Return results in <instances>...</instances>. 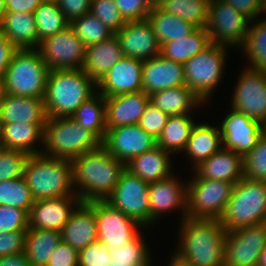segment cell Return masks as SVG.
<instances>
[{"mask_svg":"<svg viewBox=\"0 0 266 266\" xmlns=\"http://www.w3.org/2000/svg\"><path fill=\"white\" fill-rule=\"evenodd\" d=\"M71 163L74 192L82 202L106 200L126 170V164L102 145L77 156Z\"/></svg>","mask_w":266,"mask_h":266,"instance_id":"1","label":"cell"},{"mask_svg":"<svg viewBox=\"0 0 266 266\" xmlns=\"http://www.w3.org/2000/svg\"><path fill=\"white\" fill-rule=\"evenodd\" d=\"M179 225L174 253L191 266H225L227 231L219 220L186 217Z\"/></svg>","mask_w":266,"mask_h":266,"instance_id":"2","label":"cell"},{"mask_svg":"<svg viewBox=\"0 0 266 266\" xmlns=\"http://www.w3.org/2000/svg\"><path fill=\"white\" fill-rule=\"evenodd\" d=\"M97 92V83L82 69L50 70L44 108L47 117H71Z\"/></svg>","mask_w":266,"mask_h":266,"instance_id":"3","label":"cell"},{"mask_svg":"<svg viewBox=\"0 0 266 266\" xmlns=\"http://www.w3.org/2000/svg\"><path fill=\"white\" fill-rule=\"evenodd\" d=\"M23 177L35 200L77 196L74 192L72 163L42 153L29 155Z\"/></svg>","mask_w":266,"mask_h":266,"instance_id":"4","label":"cell"},{"mask_svg":"<svg viewBox=\"0 0 266 266\" xmlns=\"http://www.w3.org/2000/svg\"><path fill=\"white\" fill-rule=\"evenodd\" d=\"M101 145V140L89 129L81 127L72 117H47L41 153L72 160Z\"/></svg>","mask_w":266,"mask_h":266,"instance_id":"5","label":"cell"},{"mask_svg":"<svg viewBox=\"0 0 266 266\" xmlns=\"http://www.w3.org/2000/svg\"><path fill=\"white\" fill-rule=\"evenodd\" d=\"M266 220V182L245 176L232 190L231 197L219 221L226 231L257 225Z\"/></svg>","mask_w":266,"mask_h":266,"instance_id":"6","label":"cell"},{"mask_svg":"<svg viewBox=\"0 0 266 266\" xmlns=\"http://www.w3.org/2000/svg\"><path fill=\"white\" fill-rule=\"evenodd\" d=\"M49 72L37 49H18L5 71L4 93L44 98Z\"/></svg>","mask_w":266,"mask_h":266,"instance_id":"7","label":"cell"},{"mask_svg":"<svg viewBox=\"0 0 266 266\" xmlns=\"http://www.w3.org/2000/svg\"><path fill=\"white\" fill-rule=\"evenodd\" d=\"M229 47L211 43L184 66L185 85L190 88L206 105L213 98L219 83L223 79ZM212 95V98H211Z\"/></svg>","mask_w":266,"mask_h":266,"instance_id":"8","label":"cell"},{"mask_svg":"<svg viewBox=\"0 0 266 266\" xmlns=\"http://www.w3.org/2000/svg\"><path fill=\"white\" fill-rule=\"evenodd\" d=\"M187 179V217L219 220L231 197L234 184L199 178L195 173Z\"/></svg>","mask_w":266,"mask_h":266,"instance_id":"9","label":"cell"},{"mask_svg":"<svg viewBox=\"0 0 266 266\" xmlns=\"http://www.w3.org/2000/svg\"><path fill=\"white\" fill-rule=\"evenodd\" d=\"M250 20L222 0H210L206 30L210 42L239 49L247 35Z\"/></svg>","mask_w":266,"mask_h":266,"instance_id":"10","label":"cell"},{"mask_svg":"<svg viewBox=\"0 0 266 266\" xmlns=\"http://www.w3.org/2000/svg\"><path fill=\"white\" fill-rule=\"evenodd\" d=\"M105 201L144 228L150 226L149 184L129 170L122 173Z\"/></svg>","mask_w":266,"mask_h":266,"instance_id":"11","label":"cell"},{"mask_svg":"<svg viewBox=\"0 0 266 266\" xmlns=\"http://www.w3.org/2000/svg\"><path fill=\"white\" fill-rule=\"evenodd\" d=\"M37 50L50 70L82 69L86 46L68 26L40 41Z\"/></svg>","mask_w":266,"mask_h":266,"instance_id":"12","label":"cell"},{"mask_svg":"<svg viewBox=\"0 0 266 266\" xmlns=\"http://www.w3.org/2000/svg\"><path fill=\"white\" fill-rule=\"evenodd\" d=\"M233 91L230 107L266 126V71L244 66Z\"/></svg>","mask_w":266,"mask_h":266,"instance_id":"13","label":"cell"},{"mask_svg":"<svg viewBox=\"0 0 266 266\" xmlns=\"http://www.w3.org/2000/svg\"><path fill=\"white\" fill-rule=\"evenodd\" d=\"M265 246V223L227 231L224 253L225 266H257L258 257Z\"/></svg>","mask_w":266,"mask_h":266,"instance_id":"14","label":"cell"},{"mask_svg":"<svg viewBox=\"0 0 266 266\" xmlns=\"http://www.w3.org/2000/svg\"><path fill=\"white\" fill-rule=\"evenodd\" d=\"M95 220L98 241L106 244L110 250L124 246L144 227L115 209L105 200H95Z\"/></svg>","mask_w":266,"mask_h":266,"instance_id":"15","label":"cell"},{"mask_svg":"<svg viewBox=\"0 0 266 266\" xmlns=\"http://www.w3.org/2000/svg\"><path fill=\"white\" fill-rule=\"evenodd\" d=\"M219 124L222 148L231 150L243 158L256 146L266 126L244 113L230 107Z\"/></svg>","mask_w":266,"mask_h":266,"instance_id":"16","label":"cell"},{"mask_svg":"<svg viewBox=\"0 0 266 266\" xmlns=\"http://www.w3.org/2000/svg\"><path fill=\"white\" fill-rule=\"evenodd\" d=\"M101 145L114 158L128 164L134 157L157 146V140L138 124H133L107 129Z\"/></svg>","mask_w":266,"mask_h":266,"instance_id":"17","label":"cell"},{"mask_svg":"<svg viewBox=\"0 0 266 266\" xmlns=\"http://www.w3.org/2000/svg\"><path fill=\"white\" fill-rule=\"evenodd\" d=\"M179 180L178 176L172 174L149 184L150 225L156 224L162 214L176 210L179 213L181 211L180 221L187 217V182L184 181V184Z\"/></svg>","mask_w":266,"mask_h":266,"instance_id":"18","label":"cell"},{"mask_svg":"<svg viewBox=\"0 0 266 266\" xmlns=\"http://www.w3.org/2000/svg\"><path fill=\"white\" fill-rule=\"evenodd\" d=\"M81 202L78 196L35 200L28 213V226L29 228L61 232Z\"/></svg>","mask_w":266,"mask_h":266,"instance_id":"19","label":"cell"},{"mask_svg":"<svg viewBox=\"0 0 266 266\" xmlns=\"http://www.w3.org/2000/svg\"><path fill=\"white\" fill-rule=\"evenodd\" d=\"M115 36L124 56L145 61L160 55V45L147 19L126 22Z\"/></svg>","mask_w":266,"mask_h":266,"instance_id":"20","label":"cell"},{"mask_svg":"<svg viewBox=\"0 0 266 266\" xmlns=\"http://www.w3.org/2000/svg\"><path fill=\"white\" fill-rule=\"evenodd\" d=\"M142 60L123 56L97 84L105 98L142 90Z\"/></svg>","mask_w":266,"mask_h":266,"instance_id":"21","label":"cell"},{"mask_svg":"<svg viewBox=\"0 0 266 266\" xmlns=\"http://www.w3.org/2000/svg\"><path fill=\"white\" fill-rule=\"evenodd\" d=\"M185 85L182 63L158 55L142 65V91L148 95L164 89Z\"/></svg>","mask_w":266,"mask_h":266,"instance_id":"22","label":"cell"},{"mask_svg":"<svg viewBox=\"0 0 266 266\" xmlns=\"http://www.w3.org/2000/svg\"><path fill=\"white\" fill-rule=\"evenodd\" d=\"M61 239L78 252L98 241L95 201L81 202L62 228Z\"/></svg>","mask_w":266,"mask_h":266,"instance_id":"23","label":"cell"},{"mask_svg":"<svg viewBox=\"0 0 266 266\" xmlns=\"http://www.w3.org/2000/svg\"><path fill=\"white\" fill-rule=\"evenodd\" d=\"M148 103L149 95L142 90L106 97V129H113L123 125L138 124Z\"/></svg>","mask_w":266,"mask_h":266,"instance_id":"24","label":"cell"},{"mask_svg":"<svg viewBox=\"0 0 266 266\" xmlns=\"http://www.w3.org/2000/svg\"><path fill=\"white\" fill-rule=\"evenodd\" d=\"M1 124H46L44 98L15 96L4 93L0 100Z\"/></svg>","mask_w":266,"mask_h":266,"instance_id":"25","label":"cell"},{"mask_svg":"<svg viewBox=\"0 0 266 266\" xmlns=\"http://www.w3.org/2000/svg\"><path fill=\"white\" fill-rule=\"evenodd\" d=\"M191 171L199 178L221 180L235 185L244 177L243 157L221 148Z\"/></svg>","mask_w":266,"mask_h":266,"instance_id":"26","label":"cell"},{"mask_svg":"<svg viewBox=\"0 0 266 266\" xmlns=\"http://www.w3.org/2000/svg\"><path fill=\"white\" fill-rule=\"evenodd\" d=\"M123 56L114 34L107 40L86 47L82 70L98 84Z\"/></svg>","mask_w":266,"mask_h":266,"instance_id":"27","label":"cell"},{"mask_svg":"<svg viewBox=\"0 0 266 266\" xmlns=\"http://www.w3.org/2000/svg\"><path fill=\"white\" fill-rule=\"evenodd\" d=\"M170 156L172 157L171 153L155 146L153 149L134 157L126 164V169L146 183H154L175 174V171L172 170L174 162L172 163Z\"/></svg>","mask_w":266,"mask_h":266,"instance_id":"28","label":"cell"},{"mask_svg":"<svg viewBox=\"0 0 266 266\" xmlns=\"http://www.w3.org/2000/svg\"><path fill=\"white\" fill-rule=\"evenodd\" d=\"M45 124H2L0 148L17 150L28 155L40 154L43 146ZM40 145V146H36Z\"/></svg>","mask_w":266,"mask_h":266,"instance_id":"29","label":"cell"},{"mask_svg":"<svg viewBox=\"0 0 266 266\" xmlns=\"http://www.w3.org/2000/svg\"><path fill=\"white\" fill-rule=\"evenodd\" d=\"M0 33L17 49H37L39 38L33 13L7 12Z\"/></svg>","mask_w":266,"mask_h":266,"instance_id":"30","label":"cell"},{"mask_svg":"<svg viewBox=\"0 0 266 266\" xmlns=\"http://www.w3.org/2000/svg\"><path fill=\"white\" fill-rule=\"evenodd\" d=\"M222 148V136L219 126L209 123H197L193 128L184 154L189 157L194 169L201 162L217 153Z\"/></svg>","mask_w":266,"mask_h":266,"instance_id":"31","label":"cell"},{"mask_svg":"<svg viewBox=\"0 0 266 266\" xmlns=\"http://www.w3.org/2000/svg\"><path fill=\"white\" fill-rule=\"evenodd\" d=\"M149 102L169 116L193 115L194 108L202 107V100L186 85L164 89L149 95Z\"/></svg>","mask_w":266,"mask_h":266,"instance_id":"32","label":"cell"},{"mask_svg":"<svg viewBox=\"0 0 266 266\" xmlns=\"http://www.w3.org/2000/svg\"><path fill=\"white\" fill-rule=\"evenodd\" d=\"M146 19L160 46L165 42L184 38L197 28L183 18L161 10L158 6L152 7Z\"/></svg>","mask_w":266,"mask_h":266,"instance_id":"33","label":"cell"},{"mask_svg":"<svg viewBox=\"0 0 266 266\" xmlns=\"http://www.w3.org/2000/svg\"><path fill=\"white\" fill-rule=\"evenodd\" d=\"M211 44L205 27H197L191 34L160 46L165 59L184 64Z\"/></svg>","mask_w":266,"mask_h":266,"instance_id":"34","label":"cell"},{"mask_svg":"<svg viewBox=\"0 0 266 266\" xmlns=\"http://www.w3.org/2000/svg\"><path fill=\"white\" fill-rule=\"evenodd\" d=\"M193 118L194 115L188 114L169 116L162 134L157 139V146L172 155L179 152L182 154L191 132L197 124Z\"/></svg>","mask_w":266,"mask_h":266,"instance_id":"35","label":"cell"},{"mask_svg":"<svg viewBox=\"0 0 266 266\" xmlns=\"http://www.w3.org/2000/svg\"><path fill=\"white\" fill-rule=\"evenodd\" d=\"M61 240V232L28 228L24 251L31 266H46Z\"/></svg>","mask_w":266,"mask_h":266,"instance_id":"36","label":"cell"},{"mask_svg":"<svg viewBox=\"0 0 266 266\" xmlns=\"http://www.w3.org/2000/svg\"><path fill=\"white\" fill-rule=\"evenodd\" d=\"M239 49L248 58L245 67L266 71V17L250 22L245 41Z\"/></svg>","mask_w":266,"mask_h":266,"instance_id":"37","label":"cell"},{"mask_svg":"<svg viewBox=\"0 0 266 266\" xmlns=\"http://www.w3.org/2000/svg\"><path fill=\"white\" fill-rule=\"evenodd\" d=\"M106 98L98 91L84 101L71 116L81 127L92 131L101 141L106 133Z\"/></svg>","mask_w":266,"mask_h":266,"instance_id":"38","label":"cell"},{"mask_svg":"<svg viewBox=\"0 0 266 266\" xmlns=\"http://www.w3.org/2000/svg\"><path fill=\"white\" fill-rule=\"evenodd\" d=\"M210 0H164L158 7L192 23L196 27H206Z\"/></svg>","mask_w":266,"mask_h":266,"instance_id":"39","label":"cell"},{"mask_svg":"<svg viewBox=\"0 0 266 266\" xmlns=\"http://www.w3.org/2000/svg\"><path fill=\"white\" fill-rule=\"evenodd\" d=\"M34 18L40 41L66 29L70 23L56 2H42L35 10Z\"/></svg>","mask_w":266,"mask_h":266,"instance_id":"40","label":"cell"},{"mask_svg":"<svg viewBox=\"0 0 266 266\" xmlns=\"http://www.w3.org/2000/svg\"><path fill=\"white\" fill-rule=\"evenodd\" d=\"M34 202L23 176L0 182V205L19 208L28 214Z\"/></svg>","mask_w":266,"mask_h":266,"instance_id":"41","label":"cell"},{"mask_svg":"<svg viewBox=\"0 0 266 266\" xmlns=\"http://www.w3.org/2000/svg\"><path fill=\"white\" fill-rule=\"evenodd\" d=\"M69 26L86 47L107 40L114 35L113 32L90 12L72 20Z\"/></svg>","mask_w":266,"mask_h":266,"instance_id":"42","label":"cell"},{"mask_svg":"<svg viewBox=\"0 0 266 266\" xmlns=\"http://www.w3.org/2000/svg\"><path fill=\"white\" fill-rule=\"evenodd\" d=\"M141 231L124 246L110 250L111 261L137 262L140 266H146L152 262L150 245H147Z\"/></svg>","mask_w":266,"mask_h":266,"instance_id":"43","label":"cell"},{"mask_svg":"<svg viewBox=\"0 0 266 266\" xmlns=\"http://www.w3.org/2000/svg\"><path fill=\"white\" fill-rule=\"evenodd\" d=\"M244 176L254 181L266 182V131L256 146L243 158Z\"/></svg>","mask_w":266,"mask_h":266,"instance_id":"44","label":"cell"},{"mask_svg":"<svg viewBox=\"0 0 266 266\" xmlns=\"http://www.w3.org/2000/svg\"><path fill=\"white\" fill-rule=\"evenodd\" d=\"M89 12L114 34L126 23L113 0H91Z\"/></svg>","mask_w":266,"mask_h":266,"instance_id":"45","label":"cell"},{"mask_svg":"<svg viewBox=\"0 0 266 266\" xmlns=\"http://www.w3.org/2000/svg\"><path fill=\"white\" fill-rule=\"evenodd\" d=\"M28 157L22 151L0 148V182L22 177Z\"/></svg>","mask_w":266,"mask_h":266,"instance_id":"46","label":"cell"},{"mask_svg":"<svg viewBox=\"0 0 266 266\" xmlns=\"http://www.w3.org/2000/svg\"><path fill=\"white\" fill-rule=\"evenodd\" d=\"M28 214L19 208L0 205V233L26 232Z\"/></svg>","mask_w":266,"mask_h":266,"instance_id":"47","label":"cell"},{"mask_svg":"<svg viewBox=\"0 0 266 266\" xmlns=\"http://www.w3.org/2000/svg\"><path fill=\"white\" fill-rule=\"evenodd\" d=\"M168 118L169 115L149 102L146 105L138 125L157 140L162 134L163 128L166 125Z\"/></svg>","mask_w":266,"mask_h":266,"instance_id":"48","label":"cell"},{"mask_svg":"<svg viewBox=\"0 0 266 266\" xmlns=\"http://www.w3.org/2000/svg\"><path fill=\"white\" fill-rule=\"evenodd\" d=\"M79 266H108L111 261L110 248L96 241L78 253Z\"/></svg>","mask_w":266,"mask_h":266,"instance_id":"49","label":"cell"},{"mask_svg":"<svg viewBox=\"0 0 266 266\" xmlns=\"http://www.w3.org/2000/svg\"><path fill=\"white\" fill-rule=\"evenodd\" d=\"M125 22L145 20L152 10L148 0H113Z\"/></svg>","mask_w":266,"mask_h":266,"instance_id":"50","label":"cell"},{"mask_svg":"<svg viewBox=\"0 0 266 266\" xmlns=\"http://www.w3.org/2000/svg\"><path fill=\"white\" fill-rule=\"evenodd\" d=\"M78 251L66 242L58 244L46 266H79Z\"/></svg>","mask_w":266,"mask_h":266,"instance_id":"51","label":"cell"},{"mask_svg":"<svg viewBox=\"0 0 266 266\" xmlns=\"http://www.w3.org/2000/svg\"><path fill=\"white\" fill-rule=\"evenodd\" d=\"M241 12L250 21L266 16V0H222Z\"/></svg>","mask_w":266,"mask_h":266,"instance_id":"52","label":"cell"},{"mask_svg":"<svg viewBox=\"0 0 266 266\" xmlns=\"http://www.w3.org/2000/svg\"><path fill=\"white\" fill-rule=\"evenodd\" d=\"M25 237L26 232L0 233V257L24 251Z\"/></svg>","mask_w":266,"mask_h":266,"instance_id":"53","label":"cell"},{"mask_svg":"<svg viewBox=\"0 0 266 266\" xmlns=\"http://www.w3.org/2000/svg\"><path fill=\"white\" fill-rule=\"evenodd\" d=\"M56 3L70 23L89 13L91 0H57Z\"/></svg>","mask_w":266,"mask_h":266,"instance_id":"54","label":"cell"},{"mask_svg":"<svg viewBox=\"0 0 266 266\" xmlns=\"http://www.w3.org/2000/svg\"><path fill=\"white\" fill-rule=\"evenodd\" d=\"M18 49L0 33V78H4L5 71Z\"/></svg>","mask_w":266,"mask_h":266,"instance_id":"55","label":"cell"},{"mask_svg":"<svg viewBox=\"0 0 266 266\" xmlns=\"http://www.w3.org/2000/svg\"><path fill=\"white\" fill-rule=\"evenodd\" d=\"M42 2V0H5V5L7 12L34 13Z\"/></svg>","mask_w":266,"mask_h":266,"instance_id":"56","label":"cell"},{"mask_svg":"<svg viewBox=\"0 0 266 266\" xmlns=\"http://www.w3.org/2000/svg\"><path fill=\"white\" fill-rule=\"evenodd\" d=\"M0 266H31L25 251L0 257Z\"/></svg>","mask_w":266,"mask_h":266,"instance_id":"57","label":"cell"},{"mask_svg":"<svg viewBox=\"0 0 266 266\" xmlns=\"http://www.w3.org/2000/svg\"><path fill=\"white\" fill-rule=\"evenodd\" d=\"M171 255L169 256V257H171V259L168 262L169 265H167V266H191L185 260L181 259L176 253H173Z\"/></svg>","mask_w":266,"mask_h":266,"instance_id":"58","label":"cell"},{"mask_svg":"<svg viewBox=\"0 0 266 266\" xmlns=\"http://www.w3.org/2000/svg\"><path fill=\"white\" fill-rule=\"evenodd\" d=\"M108 266H140L137 262L109 261Z\"/></svg>","mask_w":266,"mask_h":266,"instance_id":"59","label":"cell"},{"mask_svg":"<svg viewBox=\"0 0 266 266\" xmlns=\"http://www.w3.org/2000/svg\"><path fill=\"white\" fill-rule=\"evenodd\" d=\"M257 266H266V246L263 248L258 257Z\"/></svg>","mask_w":266,"mask_h":266,"instance_id":"60","label":"cell"},{"mask_svg":"<svg viewBox=\"0 0 266 266\" xmlns=\"http://www.w3.org/2000/svg\"><path fill=\"white\" fill-rule=\"evenodd\" d=\"M7 13L5 0H0V26L3 23L5 14Z\"/></svg>","mask_w":266,"mask_h":266,"instance_id":"61","label":"cell"},{"mask_svg":"<svg viewBox=\"0 0 266 266\" xmlns=\"http://www.w3.org/2000/svg\"><path fill=\"white\" fill-rule=\"evenodd\" d=\"M3 95H4L3 78H0V100L3 98Z\"/></svg>","mask_w":266,"mask_h":266,"instance_id":"62","label":"cell"},{"mask_svg":"<svg viewBox=\"0 0 266 266\" xmlns=\"http://www.w3.org/2000/svg\"><path fill=\"white\" fill-rule=\"evenodd\" d=\"M148 1L153 7H155V6H159L164 0H148Z\"/></svg>","mask_w":266,"mask_h":266,"instance_id":"63","label":"cell"},{"mask_svg":"<svg viewBox=\"0 0 266 266\" xmlns=\"http://www.w3.org/2000/svg\"><path fill=\"white\" fill-rule=\"evenodd\" d=\"M1 136H2V124H1V119H0V141H1Z\"/></svg>","mask_w":266,"mask_h":266,"instance_id":"64","label":"cell"},{"mask_svg":"<svg viewBox=\"0 0 266 266\" xmlns=\"http://www.w3.org/2000/svg\"><path fill=\"white\" fill-rule=\"evenodd\" d=\"M43 2H56L57 0H42Z\"/></svg>","mask_w":266,"mask_h":266,"instance_id":"65","label":"cell"},{"mask_svg":"<svg viewBox=\"0 0 266 266\" xmlns=\"http://www.w3.org/2000/svg\"><path fill=\"white\" fill-rule=\"evenodd\" d=\"M154 264H152L151 262L148 263L146 266H153Z\"/></svg>","mask_w":266,"mask_h":266,"instance_id":"66","label":"cell"}]
</instances>
